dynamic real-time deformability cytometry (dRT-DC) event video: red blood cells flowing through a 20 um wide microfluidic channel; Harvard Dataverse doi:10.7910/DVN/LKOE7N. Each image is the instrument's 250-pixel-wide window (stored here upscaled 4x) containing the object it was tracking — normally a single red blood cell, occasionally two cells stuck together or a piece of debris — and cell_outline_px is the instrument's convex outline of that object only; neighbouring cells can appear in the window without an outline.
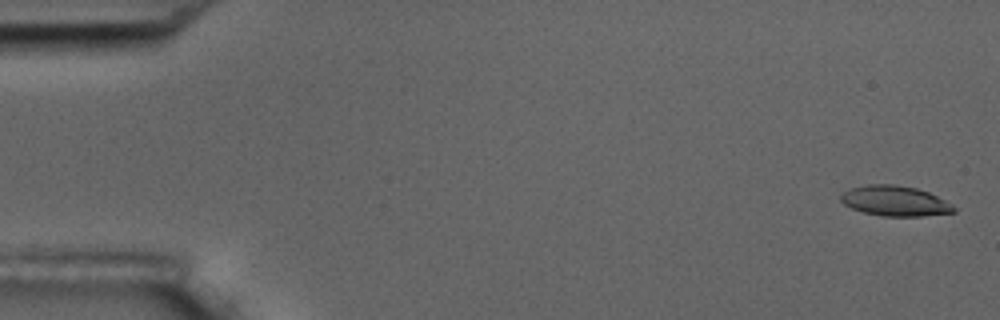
{"species": "common noctule bat (a hibernating species)", "species_latin": "Nyctalus noctula", "temperature_condition": "room temperature", "stored_images_in_passage": 5, "camera_frame_rate_fps": 3000, "um_per_image_px": 0.085, "animal": {"sex": "male", "body_mass_g": 17.5, "forearm_length_mm": 52.3}, "frame": {"image": 1, "passage_image": 1, "time_ms": 0.0, "image_size_px": [1000, 320], "cell_outline_px": [[956, 212], [920, 216], [884, 216], [864, 212], [852, 208], [844, 204], [840, 200], [840, 196], [848, 188], [868, 184], [896, 184], [916, 188], [928, 192], [952, 204], [956, 208]], "centroid_in_image_um": [76.06, 17.07], "position_along_channel_um": 8.9, "area_um2": 19.88}}
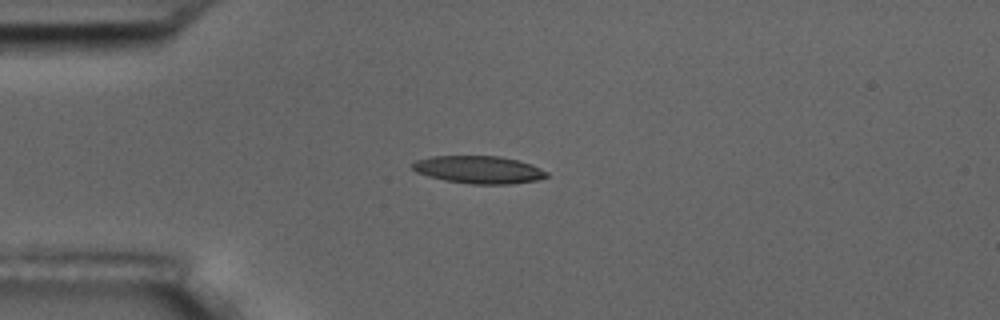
{"frame": {"image": 2, "passage_image": 5, "time_ms": 4.333, "image_size_px": [1000, 320], "cell_outline_px": [[548, 176], [536, 180], [508, 184], [472, 184], [444, 180], [428, 176], [416, 172], [412, 168], [412, 164], [416, 160], [432, 156], [500, 156], [532, 164], [548, 172]], "centroid_in_image_um": [40.68, 14.42], "position_along_channel_um": 44.3, "area_um2": 21.5}}